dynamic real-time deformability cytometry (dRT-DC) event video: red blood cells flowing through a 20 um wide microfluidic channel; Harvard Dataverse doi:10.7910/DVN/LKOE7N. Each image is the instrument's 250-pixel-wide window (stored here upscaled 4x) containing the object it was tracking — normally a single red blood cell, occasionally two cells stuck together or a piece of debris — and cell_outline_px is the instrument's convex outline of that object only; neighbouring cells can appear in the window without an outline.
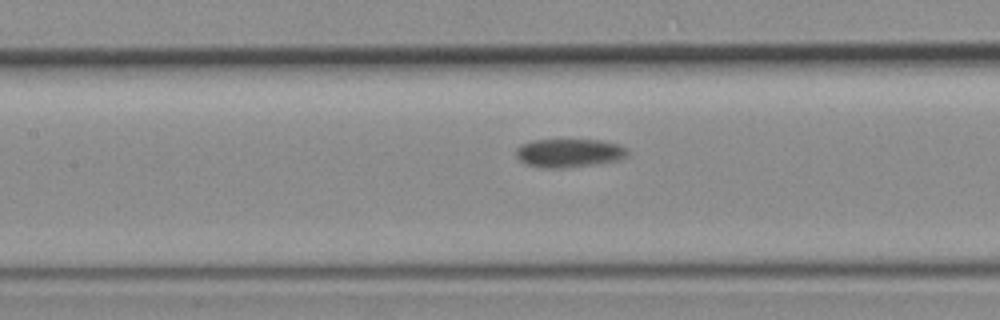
{"species": "common noctule bat (a hibernating species)", "species_latin": "Nyctalus noctula", "temperature_condition": "room temperature", "stored_images_in_passage": 5, "camera_frame_rate_fps": 3000, "um_per_image_px": 0.085, "animal": {"sex": "female", "body_mass_g": 19.3, "forearm_length_mm": 54.1}, "frame": {"image": 1, "passage_image": 5, "time_ms": 1.333, "image_size_px": [1000, 320], "cell_outline_px": [[628, 156], [620, 160], [600, 164], [568, 168], [540, 168], [524, 164], [516, 156], [516, 148], [520, 144], [532, 140], [600, 140], [620, 144], [628, 152]], "centroid_in_image_um": [48.37, 13.02], "position_along_channel_um": 159.0, "area_um2": 18.96}}